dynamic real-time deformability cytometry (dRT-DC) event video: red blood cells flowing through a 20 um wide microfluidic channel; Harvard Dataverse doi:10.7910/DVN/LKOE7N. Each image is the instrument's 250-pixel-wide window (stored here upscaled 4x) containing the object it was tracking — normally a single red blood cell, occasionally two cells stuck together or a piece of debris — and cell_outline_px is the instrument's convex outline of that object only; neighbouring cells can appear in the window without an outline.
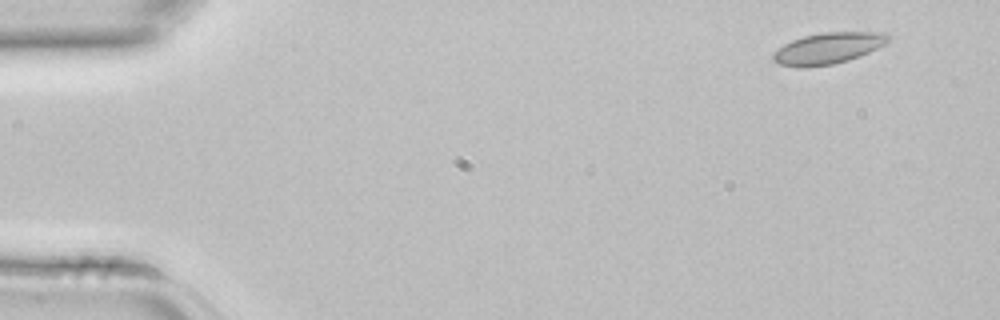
{"species": "common noctule bat (a hibernating species)", "species_latin": "Nyctalus noctula", "temperature_condition": "room temperature", "stored_images_in_passage": 3, "camera_frame_rate_fps": 3000, "um_per_image_px": 0.085, "animal": {"sex": "female", "body_mass_g": 22.7, "forearm_length_mm": 54.2}, "frame": {"image": 1, "passage_image": 1, "time_ms": 0.0, "image_size_px": [1000, 320], "cell_outline_px": [[892, 36], [884, 44], [868, 52], [848, 60], [832, 64], [804, 68], [796, 68], [780, 64], [772, 60], [772, 52], [784, 44], [792, 40], [804, 36], [820, 32], [884, 32]], "centroid_in_image_um": [70.34, 4.1], "position_along_channel_um": 14.7, "area_um2": 21.04}}
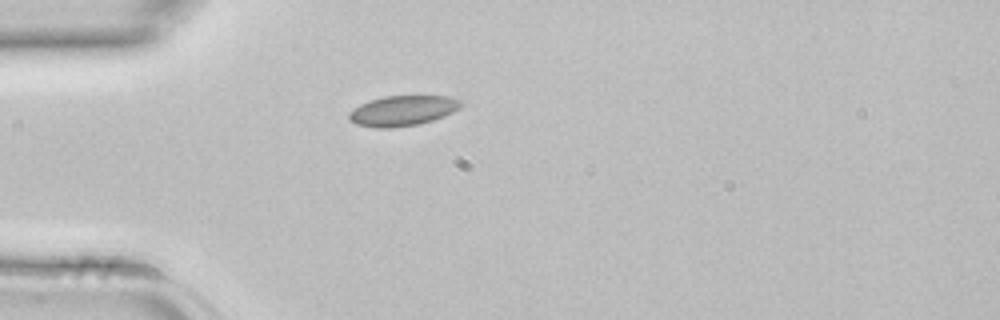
{"frame": {"image": 2, "passage_image": 3, "time_ms": 0.667, "image_size_px": [1000, 320], "cell_outline_px": [[460, 108], [444, 116], [420, 124], [392, 128], [376, 128], [356, 124], [348, 120], [348, 112], [360, 104], [384, 96], [448, 96], [460, 100]], "centroid_in_image_um": [34.19, 9.42], "position_along_channel_um": 50.8, "area_um2": 19.71}}